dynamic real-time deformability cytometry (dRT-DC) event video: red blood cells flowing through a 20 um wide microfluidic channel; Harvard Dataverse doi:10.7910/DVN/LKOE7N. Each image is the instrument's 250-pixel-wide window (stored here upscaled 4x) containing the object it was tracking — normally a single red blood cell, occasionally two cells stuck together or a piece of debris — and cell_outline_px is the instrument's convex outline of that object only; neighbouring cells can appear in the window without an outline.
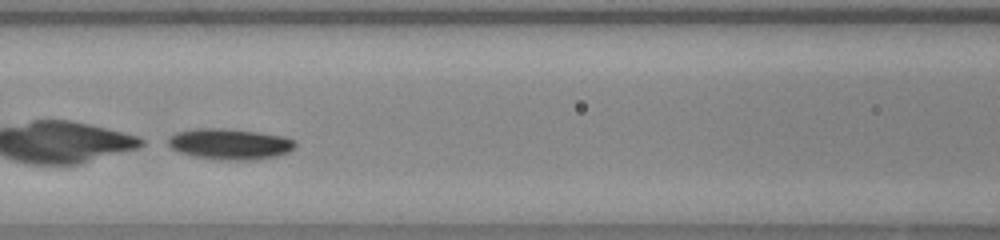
{"species": "common noctule bat (a hibernating species)", "species_latin": "Nyctalus noctula", "temperature_condition": "warm", "stored_images_in_passage": 37, "camera_frame_rate_fps": 3000, "um_per_image_px": 0.085, "animal": {"sex": "female", "body_mass_g": 23.0, "forearm_length_mm": 53.4}, "frame": {"image": 1, "passage_image": 16, "time_ms": 5.0, "image_size_px": [1000, 240], "cell_outline_px": [[296, 144], [288, 152], [276, 156], [256, 160], [224, 160], [196, 156], [180, 152], [172, 148], [168, 144], [168, 140], [176, 132], [196, 128], [220, 128], [256, 132], [284, 136], [296, 140]], "centroid_in_image_um": [19.56, 12.24], "position_along_channel_um": 147.0, "area_um2": 22.66}}
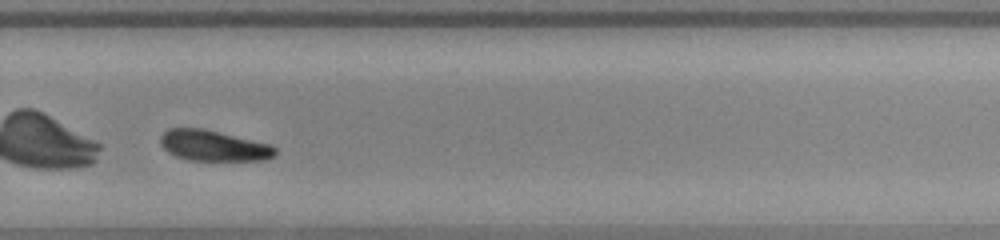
{"frame": {"image": 2, "passage_image": 29, "time_ms": 9.333, "image_size_px": [1000, 240], "cell_outline_px": [[276, 156], [264, 160], [188, 160], [176, 156], [168, 152], [160, 144], [160, 136], [168, 128], [204, 128], [272, 144], [276, 148]], "centroid_in_image_um": [18.17, 12.37], "position_along_channel_um": 311.6, "area_um2": 20.75}, "authors_computed_cell_mechanics": {"area_um2": 22.542, "velocity_mm_per_s": 3.8005, "shape_relaxation_time_tau1_ms": 0.9837, "shape_relaxation_time_tau2_ms": null, "deformation_change_tau1": 0.2372, "deformation_change_tau2": null}}